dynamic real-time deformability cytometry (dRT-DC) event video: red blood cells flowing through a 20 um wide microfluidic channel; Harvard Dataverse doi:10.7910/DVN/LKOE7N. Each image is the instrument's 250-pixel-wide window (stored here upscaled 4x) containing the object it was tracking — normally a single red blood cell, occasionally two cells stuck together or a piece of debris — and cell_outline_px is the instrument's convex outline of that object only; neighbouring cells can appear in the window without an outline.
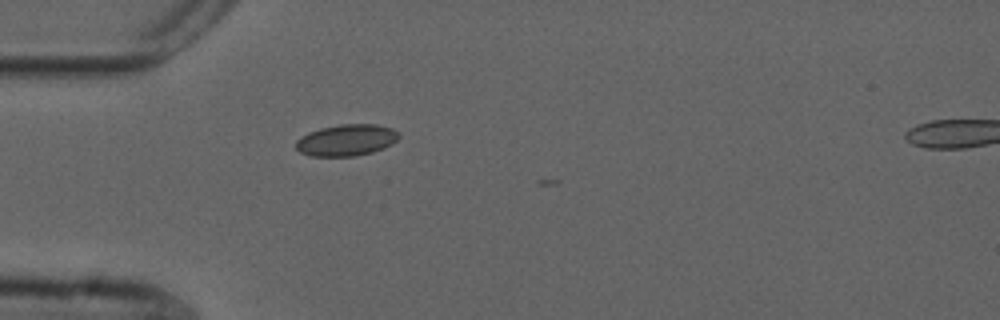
{"species": "common noctule bat (a hibernating species)", "species_latin": "Nyctalus noctula", "temperature_condition": "cold", "stored_images_in_passage": 3, "camera_frame_rate_fps": 3000, "um_per_image_px": 0.085, "animal": {"sex": "male", "forearm_length_mm": 52.5}, "frame": {"image": 1, "passage_image": 1, "time_ms": 0.0, "image_size_px": [1000, 320], "cell_outline_px": [[400, 136], [392, 144], [384, 148], [372, 152], [356, 156], [308, 156], [300, 152], [296, 148], [296, 140], [308, 132], [320, 128], [340, 124], [376, 124], [392, 128], [400, 132]], "centroid_in_image_um": [29.46, 11.91], "position_along_channel_um": 55.5, "area_um2": 19.07}}